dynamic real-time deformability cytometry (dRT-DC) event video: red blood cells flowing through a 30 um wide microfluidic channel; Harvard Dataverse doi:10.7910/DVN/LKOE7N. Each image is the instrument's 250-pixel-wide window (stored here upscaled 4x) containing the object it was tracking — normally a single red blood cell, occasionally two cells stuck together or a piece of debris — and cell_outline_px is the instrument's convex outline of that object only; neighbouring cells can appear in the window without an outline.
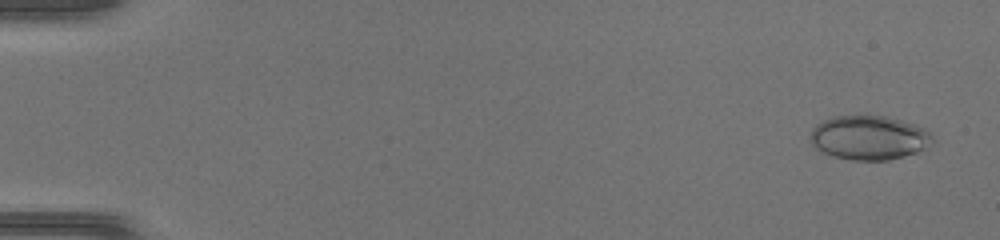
{"species": "common noctule bat (a hibernating species)", "species_latin": "Nyctalus noctula", "temperature_condition": "warm", "stored_images_in_passage": 48, "camera_frame_rate_fps": 3000, "um_per_image_px": 0.085, "animal": {"sex": "female", "body_mass_g": 17.0, "forearm_length_mm": 48.0}, "frame": {"image": 1, "passage_image": 3, "time_ms": 0.667, "image_size_px": [1000, 240], "cell_outline_px": [[932, 144], [928, 148], [904, 156], [888, 160], [852, 160], [832, 156], [816, 148], [812, 144], [812, 128], [816, 124], [832, 116], [888, 116], [916, 124], [924, 128], [932, 136]], "centroid_in_image_um": [73.9, 11.7], "position_along_channel_um": 11.1, "area_um2": 31.44}}
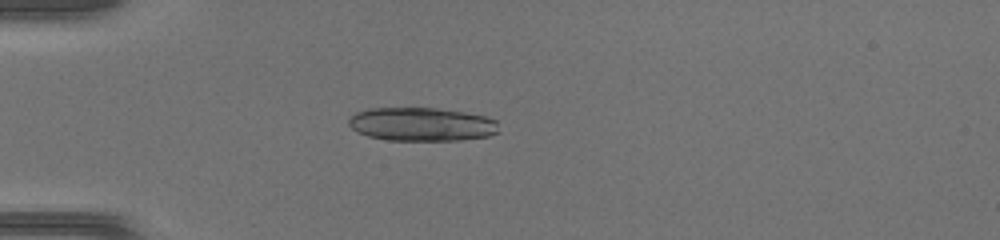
{"frame": {"image": 2, "passage_image": 15, "time_ms": 4.667, "image_size_px": [1000, 240], "cell_outline_px": [[500, 132], [488, 136], [460, 140], [388, 140], [368, 136], [356, 132], [348, 124], [348, 120], [356, 112], [372, 108], [436, 108], [464, 112], [484, 116], [496, 120]], "centroid_in_image_um": [35.85, 10.56], "position_along_channel_um": 49.2, "area_um2": 29.36}}